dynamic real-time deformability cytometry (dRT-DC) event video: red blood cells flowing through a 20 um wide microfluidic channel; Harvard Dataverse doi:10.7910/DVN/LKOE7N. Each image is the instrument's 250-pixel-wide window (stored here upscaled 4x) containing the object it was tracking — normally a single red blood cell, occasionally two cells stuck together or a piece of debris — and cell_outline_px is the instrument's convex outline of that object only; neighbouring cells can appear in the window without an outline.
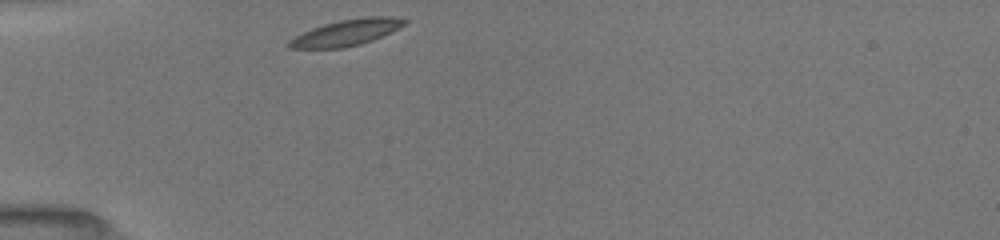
{"species": "common noctule bat (a hibernating species)", "species_latin": "Nyctalus noctula", "temperature_condition": "room temperature", "stored_images_in_passage": 19, "camera_frame_rate_fps": 3000, "um_per_image_px": 0.085, "animal": {"sex": "female", "body_mass_g": 19.5, "forearm_length_mm": 54.1}, "frame": {"image": 1, "passage_image": 1, "time_ms": 0.0, "image_size_px": [1000, 240], "cell_outline_px": [[408, 20], [404, 24], [372, 40], [360, 44], [344, 48], [288, 48], [288, 40], [312, 28], [324, 24], [340, 20], [364, 16], [392, 16]], "centroid_in_image_um": [29.42, 2.76], "position_along_channel_um": 55.6, "area_um2": 17.28}}
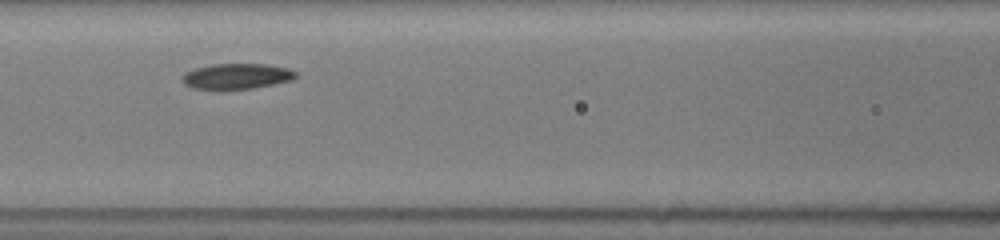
{"frame": {"image": 2, "passage_image": 7, "time_ms": 2.667, "image_size_px": [1000, 240], "cell_outline_px": [[300, 76], [292, 80], [252, 88], [224, 92], [216, 92], [192, 88], [184, 84], [180, 80], [188, 72], [196, 68], [212, 64], [268, 64], [288, 68], [296, 72]], "centroid_in_image_um": [20.1, 6.52], "position_along_channel_um": 146.5, "area_um2": 17.57}}
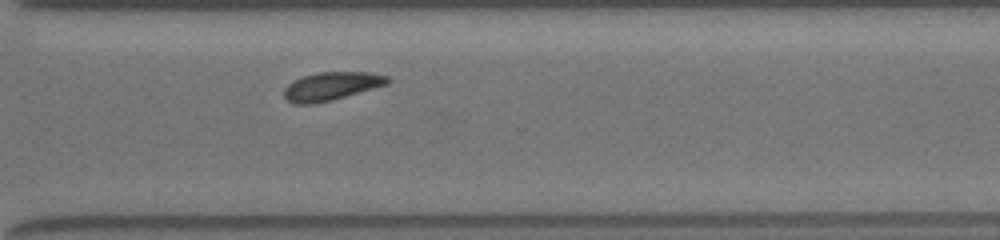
{"frame": {"image": 3, "passage_image": 19, "time_ms": 7.667, "image_size_px": [1000, 240], "cell_outline_px": [[392, 80], [388, 84], [332, 100], [312, 104], [296, 104], [288, 100], [284, 96], [284, 88], [292, 80], [316, 72], [368, 72], [388, 76]], "centroid_in_image_um": [28.17, 7.32], "position_along_channel_um": 342.4, "area_um2": 17.05}}